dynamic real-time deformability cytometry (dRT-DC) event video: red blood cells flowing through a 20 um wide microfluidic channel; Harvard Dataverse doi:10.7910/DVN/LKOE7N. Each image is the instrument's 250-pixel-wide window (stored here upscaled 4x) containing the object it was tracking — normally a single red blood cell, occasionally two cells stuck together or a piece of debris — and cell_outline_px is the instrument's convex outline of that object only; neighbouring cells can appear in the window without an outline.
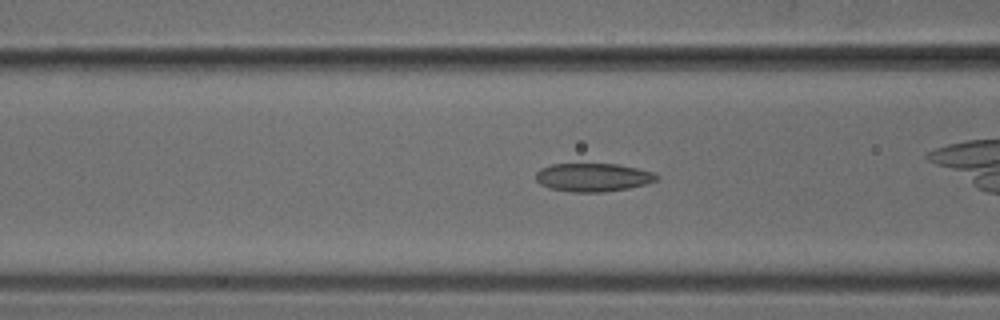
{"species": "common noctule bat (a hibernating species)", "species_latin": "Nyctalus noctula", "temperature_condition": "cold", "stored_images_in_passage": 33, "camera_frame_rate_fps": 3000, "um_per_image_px": 0.085, "animal": {"sex": "male", "body_mass_g": 18.8}, "frame": {"image": 1, "passage_image": 6, "time_ms": 1.667, "image_size_px": [1000, 320], "cell_outline_px": [[660, 176], [656, 180], [648, 184], [628, 188], [604, 192], [572, 192], [548, 188], [540, 184], [536, 180], [536, 172], [540, 168], [552, 164], [616, 164], [636, 168], [652, 172]], "centroid_in_image_um": [50.39, 15.08], "position_along_channel_um": 116.2, "area_um2": 20.0}}
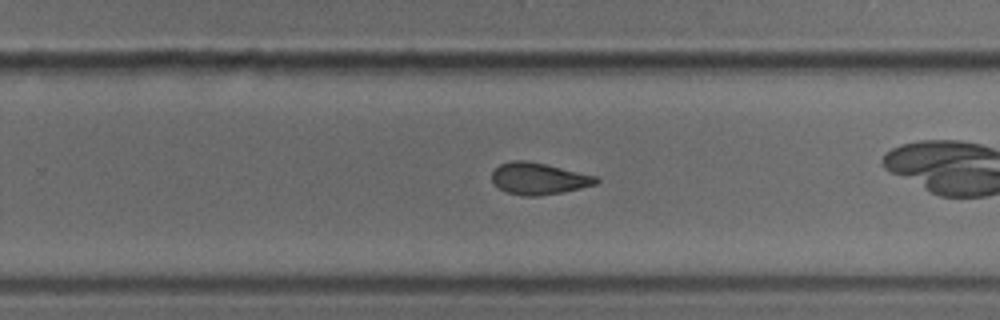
{"frame": {"image": 2, "passage_image": 19, "time_ms": 6.0, "image_size_px": [1000, 320], "cell_outline_px": [[600, 180], [596, 184], [580, 188], [560, 192], [536, 196], [524, 196], [508, 192], [500, 188], [492, 180], [492, 172], [500, 164], [512, 160], [524, 160], [544, 164], [596, 176]], "centroid_in_image_um": [45.78, 15.18], "position_along_channel_um": 284.0, "area_um2": 18.84}}